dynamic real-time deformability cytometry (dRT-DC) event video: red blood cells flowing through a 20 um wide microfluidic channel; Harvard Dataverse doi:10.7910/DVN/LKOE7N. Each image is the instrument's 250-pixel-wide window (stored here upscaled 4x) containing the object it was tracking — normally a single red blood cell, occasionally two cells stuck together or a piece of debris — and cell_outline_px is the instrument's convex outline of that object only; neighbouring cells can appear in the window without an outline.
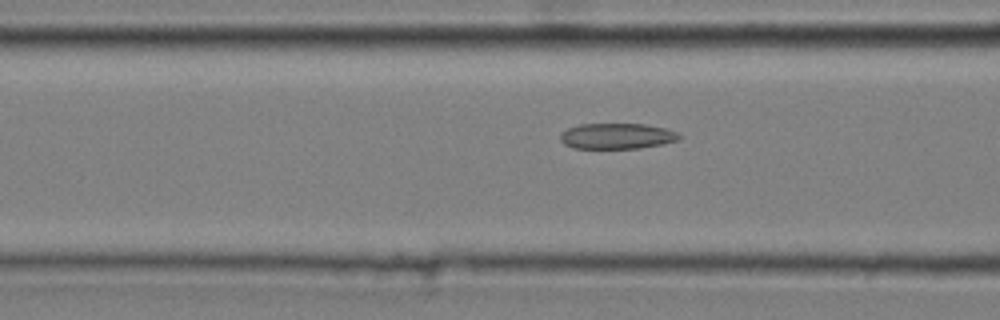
{"species": "common noctule bat (a hibernating species)", "species_latin": "Nyctalus noctula", "temperature_condition": "cold", "stored_images_in_passage": 15, "camera_frame_rate_fps": 3000, "um_per_image_px": 0.085, "animal": {"sex": "male", "body_mass_g": 20.4}, "frame": {"image": 1, "passage_image": 13, "time_ms": 4.0, "image_size_px": [1000, 320], "cell_outline_px": [[680, 140], [664, 144], [640, 148], [572, 148], [564, 144], [560, 140], [560, 132], [568, 128], [580, 124], [644, 124], [664, 128], [676, 132], [680, 136]], "centroid_in_image_um": [52.42, 11.57], "position_along_channel_um": 114.2, "area_um2": 17.86}}